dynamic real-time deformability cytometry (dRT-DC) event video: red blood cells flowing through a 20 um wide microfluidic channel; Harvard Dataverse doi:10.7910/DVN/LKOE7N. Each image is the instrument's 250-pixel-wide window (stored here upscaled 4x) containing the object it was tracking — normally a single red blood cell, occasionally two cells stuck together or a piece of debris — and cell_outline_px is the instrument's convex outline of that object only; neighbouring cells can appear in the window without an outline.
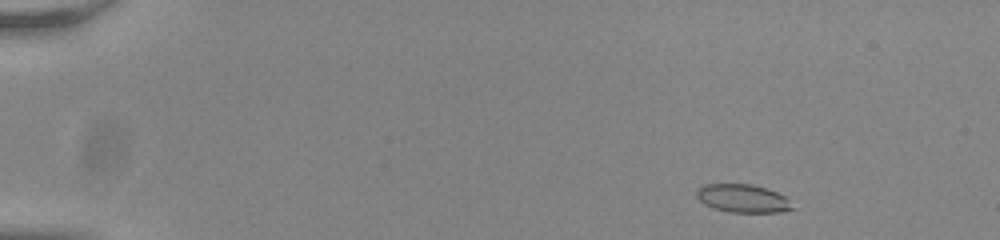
{"species": "common noctule bat (a hibernating species)", "species_latin": "Nyctalus noctula", "temperature_condition": "room temperature", "stored_images_in_passage": 50, "camera_frame_rate_fps": 3000, "um_per_image_px": 0.085, "animal": {"sex": "male", "body_mass_g": 20.0, "forearm_length_mm": 53.3}, "frame": {"image": 1, "passage_image": 2, "time_ms": 0.333, "image_size_px": [1000, 240], "cell_outline_px": [[796, 208], [780, 212], [728, 212], [712, 208], [704, 204], [696, 196], [696, 188], [704, 184], [752, 184], [788, 196]], "centroid_in_image_um": [63.16, 16.87], "position_along_channel_um": 21.8, "area_um2": 16.01}}
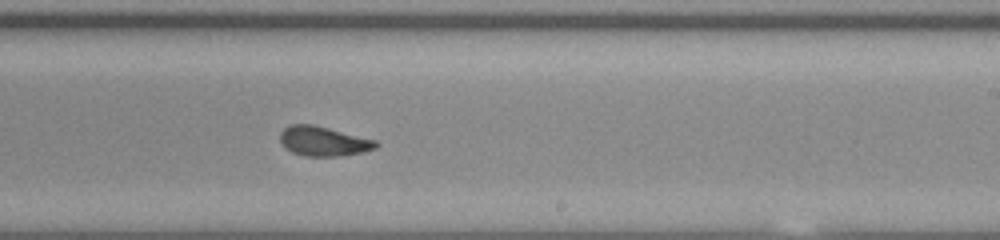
{"frame": {"image": 2, "passage_image": 30, "time_ms": 9.667, "image_size_px": [1000, 240], "cell_outline_px": [[380, 144], [376, 148], [344, 156], [304, 156], [292, 152], [280, 144], [280, 132], [288, 124], [312, 124], [376, 140]], "centroid_in_image_um": [27.46, 12.0], "position_along_channel_um": 261.5, "area_um2": 16.59}}
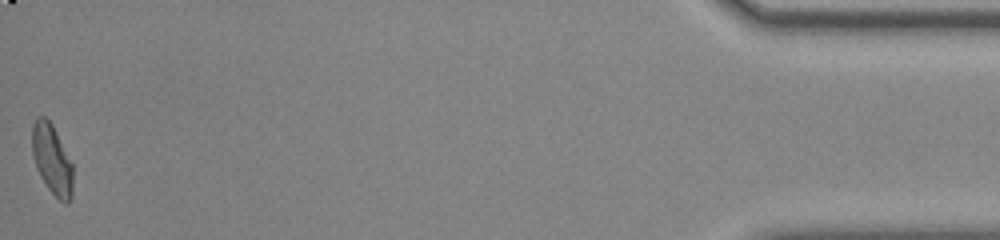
{"frame": {"image": 3, "passage_image": 50, "time_ms": 16.333, "image_size_px": [1000, 240], "cell_outline_px": [[72, 196], [68, 204], [64, 204], [48, 188], [40, 176], [36, 168], [32, 156], [32, 124], [36, 116], [44, 116], [52, 124], [72, 164]], "centroid_in_image_um": [4.39, 13.55], "position_along_channel_um": 430.8, "area_um2": 16.59}, "authors_computed_cell_mechanics": {"area_um2": 16.5886, "velocity_mm_per_s": 3.8048, "shape_relaxation_time_tau1_ms": 5.3823, "shape_relaxation_time_tau2_ms": 1.1556, "deformation_change_tau1": 0.1546, "deformation_change_tau2": 0.0811}}